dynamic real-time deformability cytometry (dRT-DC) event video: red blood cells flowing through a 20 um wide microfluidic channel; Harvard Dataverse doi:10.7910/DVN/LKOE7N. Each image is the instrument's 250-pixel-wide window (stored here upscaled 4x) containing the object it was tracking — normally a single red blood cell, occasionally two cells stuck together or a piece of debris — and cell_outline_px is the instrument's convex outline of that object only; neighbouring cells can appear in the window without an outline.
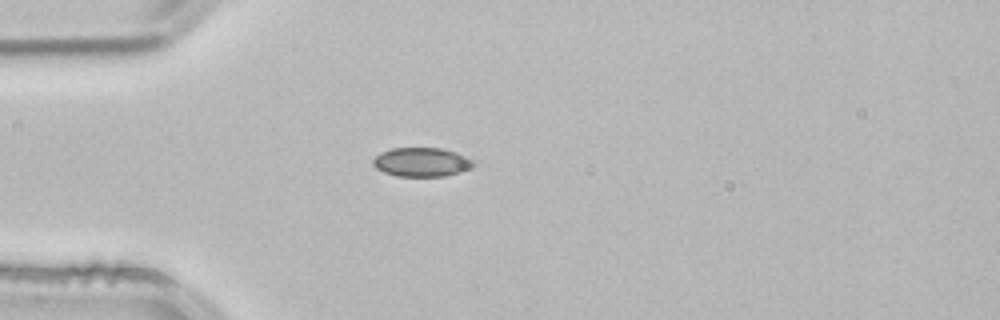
{"species": "common noctule bat (a hibernating species)", "species_latin": "Nyctalus noctula", "temperature_condition": "room temperature", "stored_images_in_passage": 1, "camera_frame_rate_fps": 3000, "um_per_image_px": 0.085, "animal": {"sex": "male", "body_mass_g": 21.5, "forearm_length_mm": 52.0}, "frame": {"image": 1, "passage_image": 1, "time_ms": 0.0, "image_size_px": [1000, 320], "cell_outline_px": [[476, 164], [460, 172], [444, 176], [396, 176], [384, 172], [376, 168], [372, 164], [372, 160], [380, 152], [392, 148], [440, 148], [456, 152], [468, 156]], "centroid_in_image_um": [35.82, 13.77], "position_along_channel_um": 49.2, "area_um2": 16.99}}